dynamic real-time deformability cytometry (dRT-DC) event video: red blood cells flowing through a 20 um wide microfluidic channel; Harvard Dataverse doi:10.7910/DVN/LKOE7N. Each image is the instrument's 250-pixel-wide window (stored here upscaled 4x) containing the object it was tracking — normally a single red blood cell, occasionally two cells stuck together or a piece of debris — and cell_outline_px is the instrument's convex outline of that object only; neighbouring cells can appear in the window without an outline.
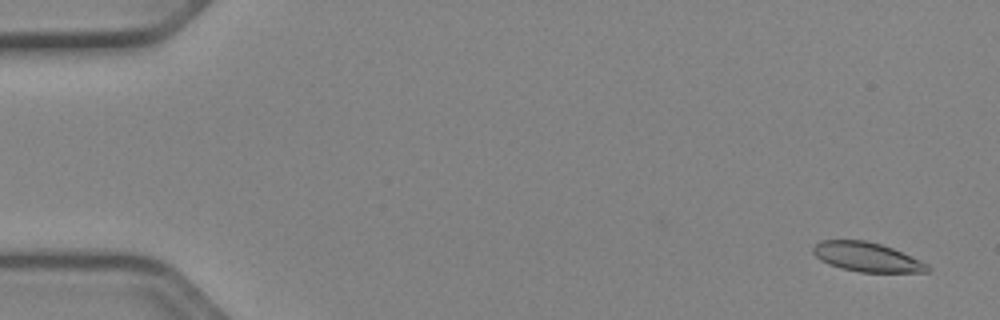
{"species": "Egyptian fruit bat (a non-hibernating species)", "species_latin": "Rousettus aegyptiacus", "temperature_condition": "cold", "stored_images_in_passage": 54, "camera_frame_rate_fps": 3000, "um_per_image_px": 0.085, "animal": {"sex": "female"}, "frame": {"image": 1, "passage_image": 3, "time_ms": 0.667, "image_size_px": [1000, 320], "cell_outline_px": [[932, 268], [928, 272], [860, 272], [840, 268], [828, 264], [820, 260], [812, 252], [812, 248], [820, 240], [868, 240], [892, 248], [920, 260], [928, 264]], "centroid_in_image_um": [73.67, 21.85], "position_along_channel_um": 11.3, "area_um2": 19.59}}
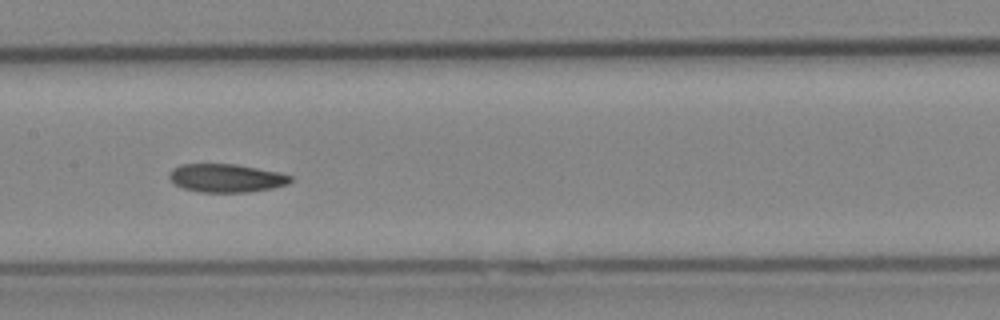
{"frame": {"image": 2, "passage_image": 27, "time_ms": 8.667, "image_size_px": [1000, 320], "cell_outline_px": [[292, 180], [288, 184], [272, 188], [248, 192], [200, 192], [184, 188], [176, 184], [168, 176], [168, 172], [172, 168], [180, 164], [236, 164], [280, 172], [292, 176]], "centroid_in_image_um": [19.24, 15.13], "position_along_channel_um": 188.2, "area_um2": 20.06}}
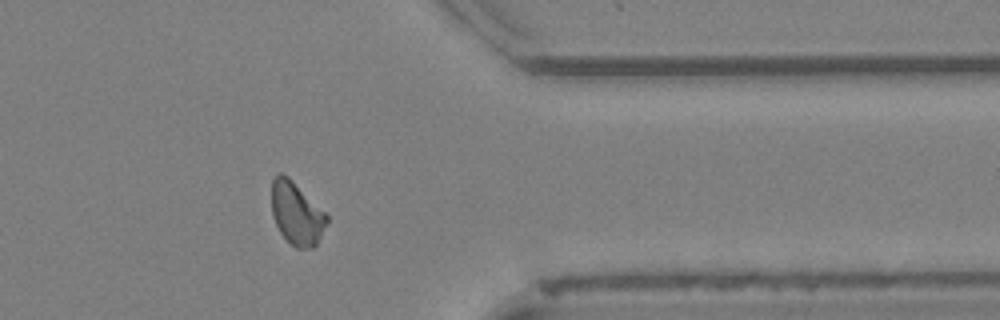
{"frame": {"image": 3, "passage_image": 43, "time_ms": 14.0, "image_size_px": [1000, 320], "cell_outline_px": [[328, 220], [316, 244], [312, 248], [296, 248], [280, 232], [272, 216], [272, 180], [280, 172], [288, 176], [328, 216]], "centroid_in_image_um": [25.19, 18.14], "position_along_channel_um": 386.2, "area_um2": 19.71}, "authors_computed_cell_mechanics": {"area_um2": 20.2011, "velocity_mm_per_s": 3.9441, "shape_relaxation_time_tau1_ms": null, "shape_relaxation_time_tau2_ms": 4.6451, "deformation_change_tau1": null, "deformation_change_tau2": 0.1015}}